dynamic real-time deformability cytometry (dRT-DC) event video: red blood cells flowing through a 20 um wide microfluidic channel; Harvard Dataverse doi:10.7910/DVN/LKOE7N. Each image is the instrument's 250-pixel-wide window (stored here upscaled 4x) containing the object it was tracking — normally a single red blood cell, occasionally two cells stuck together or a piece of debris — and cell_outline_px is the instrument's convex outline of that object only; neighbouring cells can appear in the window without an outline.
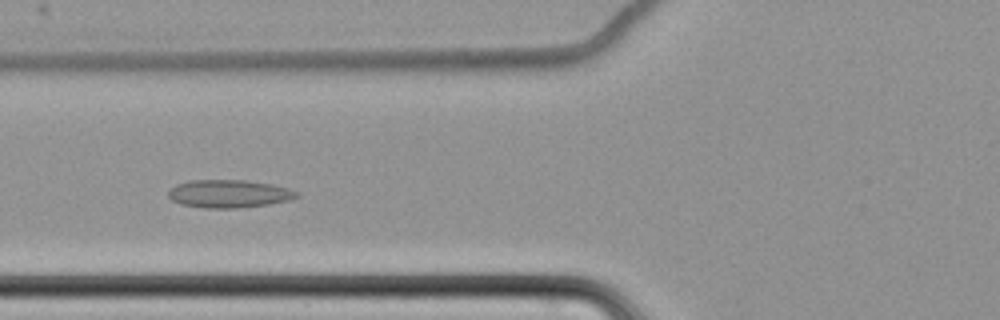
{"species": "common noctule bat (a hibernating species)", "species_latin": "Nyctalus noctula", "temperature_condition": "cold", "stored_images_in_passage": 59, "camera_frame_rate_fps": 3000, "um_per_image_px": 0.085, "animal": {"sex": "female", "body_mass_g": 22.7, "forearm_length_mm": 54.2}, "frame": {"image": 1, "passage_image": 23, "time_ms": 7.333, "image_size_px": [1000, 320], "cell_outline_px": [[300, 196], [288, 200], [268, 204], [236, 208], [204, 208], [180, 204], [172, 200], [168, 196], [168, 192], [176, 184], [188, 180], [244, 180], [272, 184], [288, 188], [300, 192]], "centroid_in_image_um": [19.46, 16.46], "position_along_channel_um": 106.3, "area_um2": 20.92}}
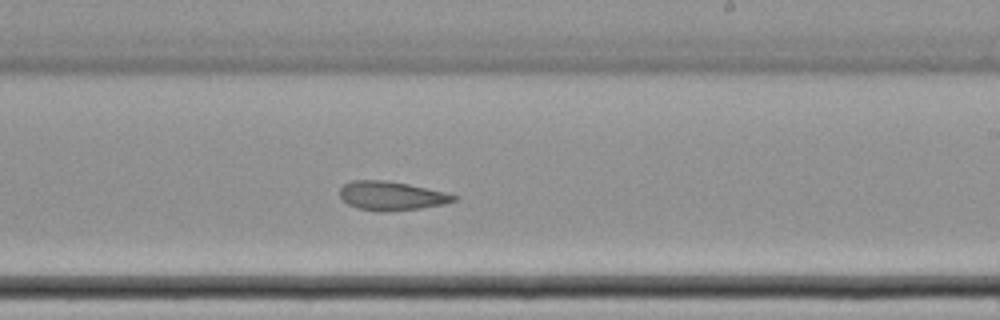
{"frame": {"image": 2, "passage_image": 36, "time_ms": 11.667, "image_size_px": [1000, 320], "cell_outline_px": [[460, 196], [456, 200], [444, 204], [420, 208], [388, 212], [376, 212], [356, 208], [348, 204], [340, 196], [340, 188], [344, 184], [352, 180], [384, 180], [408, 184], [444, 192]], "centroid_in_image_um": [33.26, 16.66], "position_along_channel_um": 255.7, "area_um2": 19.31}}
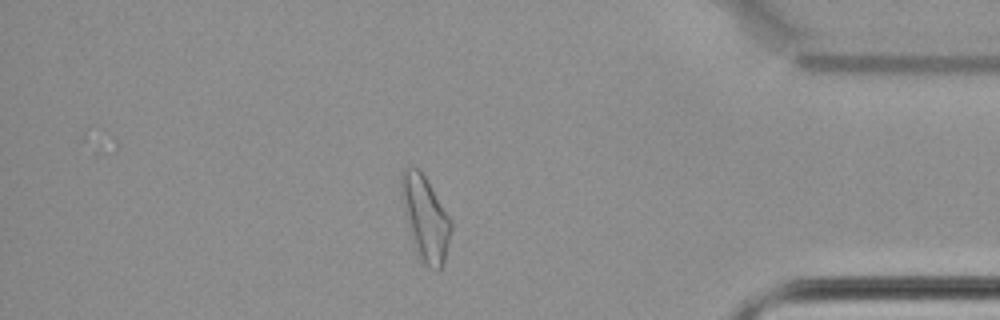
{"frame": {"image": 3, "passage_image": 51, "time_ms": 16.667, "image_size_px": [1000, 320], "cell_outline_px": [[452, 228], [444, 264], [440, 272], [436, 272], [424, 264], [420, 260], [412, 240], [400, 184], [400, 172], [408, 164], [420, 168], [452, 220]], "centroid_in_image_um": [36.18, 18.54], "position_along_channel_um": 399.0, "area_um2": 24.51}, "authors_computed_cell_mechanics": {"area_um2": 22.253, "velocity_mm_per_s": 3.4522, "shape_relaxation_time_tau1_ms": null, "shape_relaxation_time_tau2_ms": 3.0636, "deformation_change_tau1": null, "deformation_change_tau2": 0.0957}}